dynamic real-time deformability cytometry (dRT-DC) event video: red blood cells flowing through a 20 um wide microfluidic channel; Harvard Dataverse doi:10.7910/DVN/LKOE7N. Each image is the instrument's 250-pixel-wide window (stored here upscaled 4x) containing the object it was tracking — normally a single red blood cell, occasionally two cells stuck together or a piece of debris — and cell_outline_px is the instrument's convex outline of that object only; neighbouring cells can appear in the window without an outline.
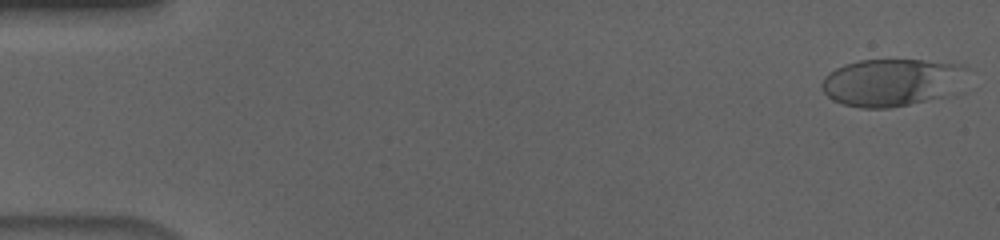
{"species": "human", "species_latin": "Homo sapiens", "temperature_condition": "cold", "stored_images_in_passage": 55, "camera_frame_rate_fps": 3000, "um_per_image_px": 0.085, "donor": {"sex": "male"}, "frame": {"image": 1, "passage_image": 1, "time_ms": 0.0, "image_size_px": [1000, 240], "cell_outline_px": [[968, 68], [944, 96], [908, 104], [888, 108], [860, 108], [844, 104], [832, 100], [820, 88], [820, 84], [824, 76], [836, 68], [844, 64], [860, 60], [920, 60], [964, 64]], "centroid_in_image_um": [75.67, 6.99], "position_along_channel_um": 9.3, "area_um2": 39.48}}
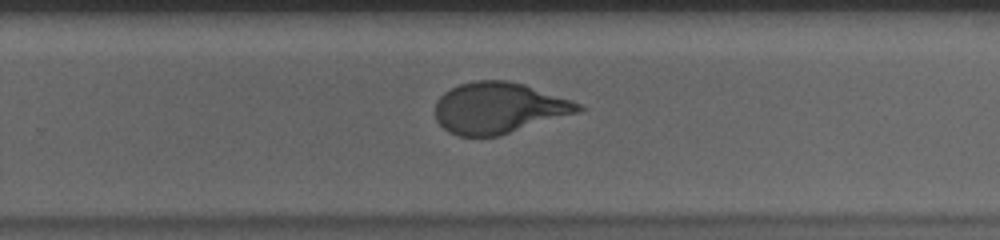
{"frame": {"image": 2, "passage_image": 36, "time_ms": 11.667, "image_size_px": [1000, 240], "cell_outline_px": [[584, 108], [580, 112], [500, 136], [456, 136], [448, 132], [436, 120], [436, 100], [444, 92], [460, 84], [472, 80], [508, 80], [524, 84], [572, 100], [580, 104]], "centroid_in_image_um": [42.4, 9.18], "position_along_channel_um": 287.4, "area_um2": 42.77}}
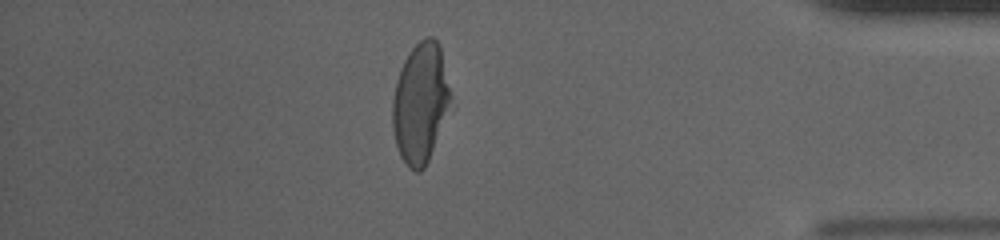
{"frame": {"image": 3, "passage_image": 48, "time_ms": 15.667, "image_size_px": [1000, 240], "cell_outline_px": [[452, 96], [428, 160], [424, 168], [420, 172], [416, 172], [408, 168], [400, 156], [396, 144], [392, 128], [392, 100], [396, 80], [400, 68], [408, 52], [424, 36], [432, 36], [440, 44]], "centroid_in_image_um": [35.71, 8.71], "position_along_channel_um": 399.5, "area_um2": 40.52}, "authors_computed_cell_mechanics": {"area_um2": 41.905, "velocity_mm_per_s": 3.6499, "shape_relaxation_time_tau1_ms": 4.9257, "shape_relaxation_time_tau2_ms": null, "deformation_change_tau1": 0.1996, "deformation_change_tau2": null}}